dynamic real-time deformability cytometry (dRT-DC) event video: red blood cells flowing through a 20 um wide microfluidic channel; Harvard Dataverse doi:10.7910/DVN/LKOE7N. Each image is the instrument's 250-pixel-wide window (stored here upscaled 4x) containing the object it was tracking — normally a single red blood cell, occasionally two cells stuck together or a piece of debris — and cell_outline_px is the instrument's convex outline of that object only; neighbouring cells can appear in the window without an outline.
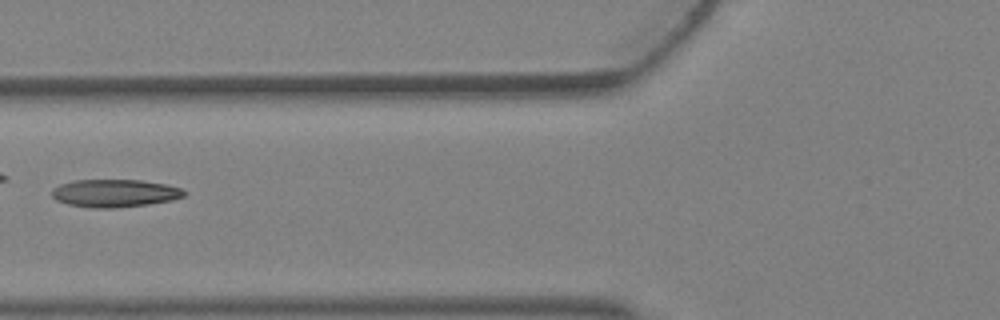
{"species": "Egyptian fruit bat (a non-hibernating species)", "species_latin": "Rousettus aegyptiacus", "temperature_condition": "warm", "stored_images_in_passage": 3, "camera_frame_rate_fps": 3000, "um_per_image_px": 0.085, "animal": {"sex": "female"}, "frame": {"image": 1, "passage_image": 3, "time_ms": 0.667, "image_size_px": [1000, 320], "cell_outline_px": [[188, 192], [184, 196], [172, 200], [148, 204], [116, 208], [92, 208], [68, 204], [56, 200], [52, 196], [52, 188], [60, 184], [76, 180], [140, 180], [168, 184], [180, 188]], "centroid_in_image_um": [9.77, 16.42], "position_along_channel_um": 116.0, "area_um2": 21.5}}